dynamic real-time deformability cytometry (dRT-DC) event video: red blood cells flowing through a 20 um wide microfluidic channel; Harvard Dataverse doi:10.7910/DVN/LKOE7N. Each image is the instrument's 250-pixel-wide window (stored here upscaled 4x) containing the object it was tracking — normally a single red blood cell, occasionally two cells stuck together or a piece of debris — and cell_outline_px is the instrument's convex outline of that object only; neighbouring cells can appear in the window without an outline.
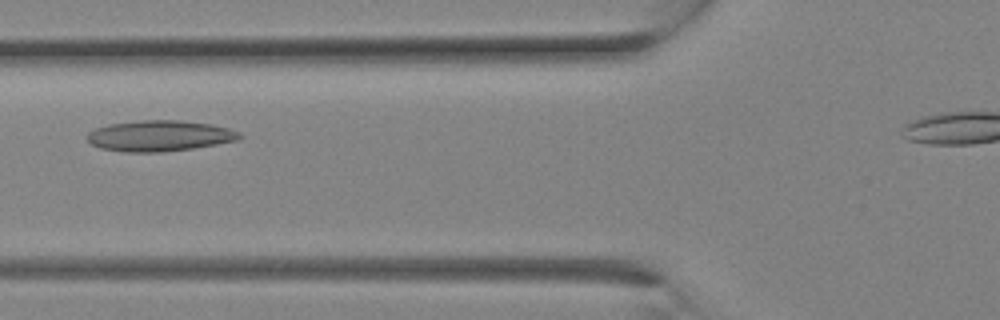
{"species": "Egyptian fruit bat (a non-hibernating species)", "species_latin": "Rousettus aegyptiacus", "temperature_condition": "room temperature", "stored_images_in_passage": 7, "camera_frame_rate_fps": 3000, "um_per_image_px": 0.085, "animal": {"sex": "female"}, "frame": {"image": 1, "passage_image": 6, "time_ms": 1.667, "image_size_px": [1000, 320], "cell_outline_px": [[244, 136], [236, 140], [216, 144], [192, 148], [160, 152], [124, 152], [100, 148], [92, 144], [84, 136], [88, 132], [96, 128], [108, 124], [144, 120], [180, 120], [212, 124], [228, 128], [240, 132]], "centroid_in_image_um": [13.54, 11.54], "position_along_channel_um": 112.3, "area_um2": 27.4}}